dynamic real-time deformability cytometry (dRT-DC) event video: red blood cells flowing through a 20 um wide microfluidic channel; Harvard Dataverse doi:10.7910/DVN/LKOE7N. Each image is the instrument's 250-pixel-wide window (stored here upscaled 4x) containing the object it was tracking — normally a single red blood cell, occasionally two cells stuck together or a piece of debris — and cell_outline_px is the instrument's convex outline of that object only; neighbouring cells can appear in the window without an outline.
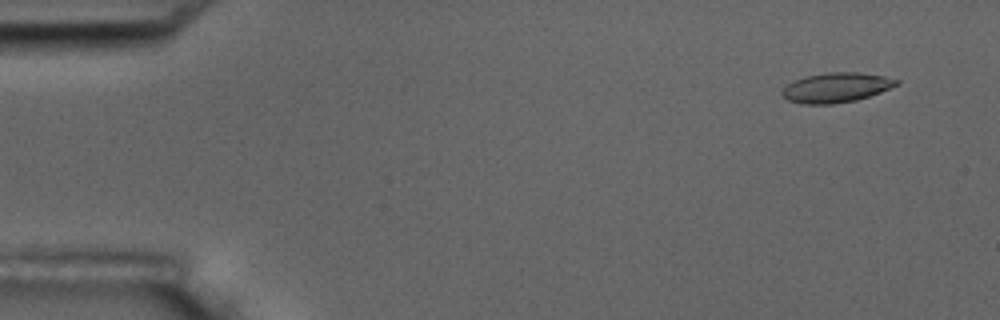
{"species": "common noctule bat (a hibernating species)", "species_latin": "Nyctalus noctula", "temperature_condition": "room temperature", "stored_images_in_passage": 16, "camera_frame_rate_fps": 3000, "um_per_image_px": 0.085, "animal": {"sex": "male", "body_mass_g": 17.5, "forearm_length_mm": 52.3}, "frame": {"image": 1, "passage_image": 1, "time_ms": 0.0, "image_size_px": [1000, 320], "cell_outline_px": [[900, 84], [880, 92], [856, 100], [832, 104], [800, 104], [788, 100], [780, 92], [792, 80], [804, 76], [828, 72], [860, 72], [884, 76], [900, 80]], "centroid_in_image_um": [71.07, 7.43], "position_along_channel_um": 13.9, "area_um2": 19.94}}
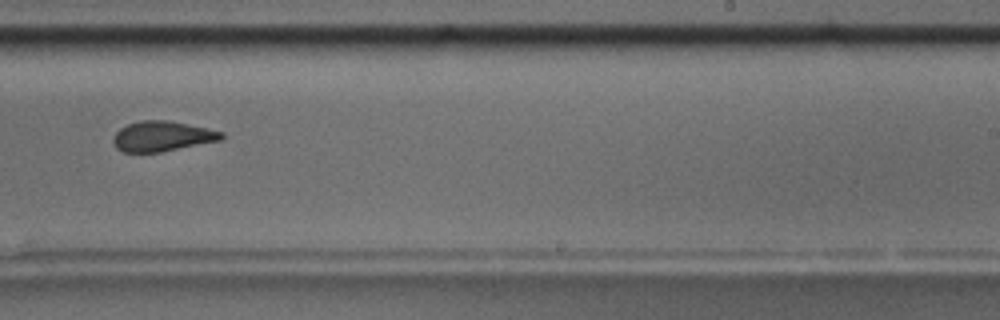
{"frame": {"image": 2, "passage_image": 10, "time_ms": 10.333, "image_size_px": [1000, 320], "cell_outline_px": [[224, 136], [220, 140], [160, 152], [124, 152], [116, 148], [112, 140], [112, 136], [120, 128], [128, 124], [140, 120], [168, 120], [208, 128], [224, 132]], "centroid_in_image_um": [13.76, 11.57], "position_along_channel_um": 275.2, "area_um2": 19.02}, "authors_computed_cell_mechanics": {"area_um2": 19.5653, "velocity_mm_per_s": 3.6295, "shape_relaxation_time_tau1_ms": null, "shape_relaxation_time_tau2_ms": 1.9758, "deformation_change_tau1": null, "deformation_change_tau2": 0.0682}}